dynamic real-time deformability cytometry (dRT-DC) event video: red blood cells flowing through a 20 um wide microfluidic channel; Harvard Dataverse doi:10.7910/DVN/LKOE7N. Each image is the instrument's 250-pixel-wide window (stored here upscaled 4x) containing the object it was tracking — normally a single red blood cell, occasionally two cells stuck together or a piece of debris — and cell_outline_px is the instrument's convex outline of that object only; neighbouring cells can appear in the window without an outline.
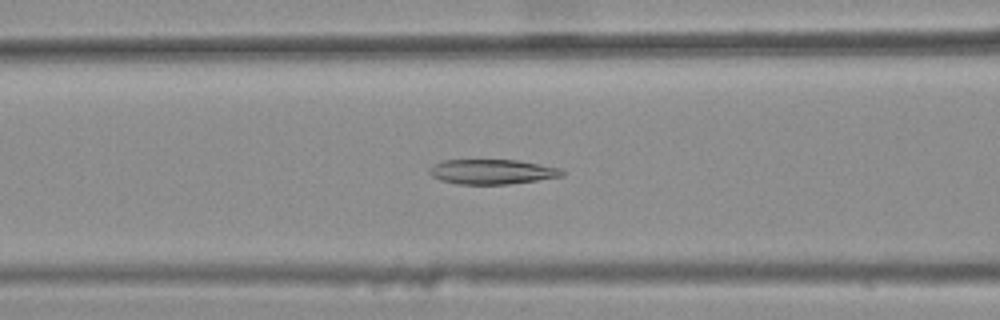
{"species": "common noctule bat (a hibernating species)", "species_latin": "Nyctalus noctula", "temperature_condition": "warm", "stored_images_in_passage": 44, "camera_frame_rate_fps": 3000, "um_per_image_px": 0.085, "animal": {"sex": "female", "body_mass_g": 25.1}, "frame": {"image": 1, "passage_image": 20, "time_ms": 6.333, "image_size_px": [1000, 320], "cell_outline_px": [[564, 176], [508, 184], [456, 184], [440, 180], [432, 176], [428, 172], [428, 168], [432, 164], [444, 160], [516, 160], [540, 164], [560, 168], [564, 172]], "centroid_in_image_um": [41.78, 14.59], "position_along_channel_um": 124.8, "area_um2": 19.25}}
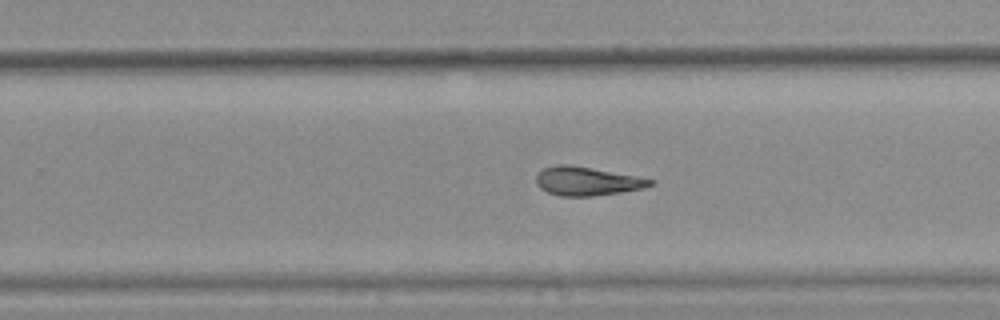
{"frame": {"image": 2, "passage_image": 32, "time_ms": 10.333, "image_size_px": [1000, 320], "cell_outline_px": [[656, 184], [644, 188], [620, 192], [592, 196], [560, 196], [548, 192], [540, 188], [536, 184], [536, 176], [544, 168], [556, 164], [568, 164], [636, 176], [656, 180]], "centroid_in_image_um": [49.91, 15.4], "position_along_channel_um": 279.9, "area_um2": 19.02}}
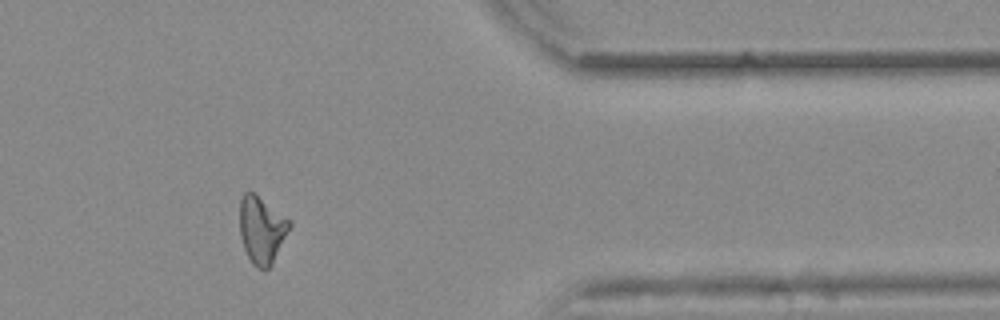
{"frame": {"image": 3, "passage_image": 42, "time_ms": 13.667, "image_size_px": [1000, 320], "cell_outline_px": [[292, 224], [272, 264], [268, 268], [256, 268], [252, 264], [244, 248], [240, 236], [240, 200], [244, 192], [252, 192], [292, 220]], "centroid_in_image_um": [22.25, 19.53], "position_along_channel_um": 389.1, "area_um2": 19.36}, "authors_computed_cell_mechanics": {"area_um2": 19.7965, "velocity_mm_per_s": 3.8873, "shape_relaxation_time_tau1_ms": null, "shape_relaxation_time_tau2_ms": 2.7173, "deformation_change_tau1": null, "deformation_change_tau2": 0.0979}}